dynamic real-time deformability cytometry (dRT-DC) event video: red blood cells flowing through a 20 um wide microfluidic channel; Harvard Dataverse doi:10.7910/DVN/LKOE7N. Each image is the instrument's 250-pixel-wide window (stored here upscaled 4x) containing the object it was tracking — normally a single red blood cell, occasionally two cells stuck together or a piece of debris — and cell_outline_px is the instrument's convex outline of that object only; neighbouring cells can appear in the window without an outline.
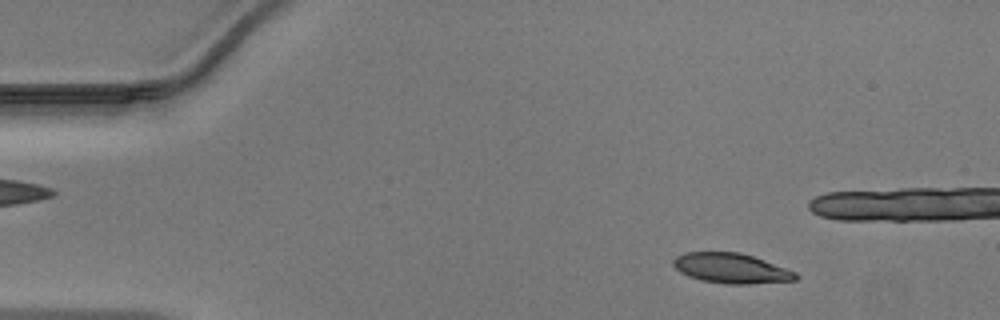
{"species": "Egyptian fruit bat (a non-hibernating species)", "species_latin": "Rousettus aegyptiacus", "temperature_condition": "warm", "stored_images_in_passage": 38, "camera_frame_rate_fps": 3000, "um_per_image_px": 0.085, "animal": {"sex": "male"}, "frame": {"image": 1, "passage_image": 4, "time_ms": 1.0, "image_size_px": [1000, 320], "cell_outline_px": [[800, 276], [796, 280], [748, 284], [728, 284], [700, 280], [688, 276], [680, 272], [672, 264], [672, 260], [676, 256], [684, 252], [740, 252], [764, 260], [796, 272]], "centroid_in_image_um": [62.13, 22.8], "position_along_channel_um": 22.9, "area_um2": 21.44}}
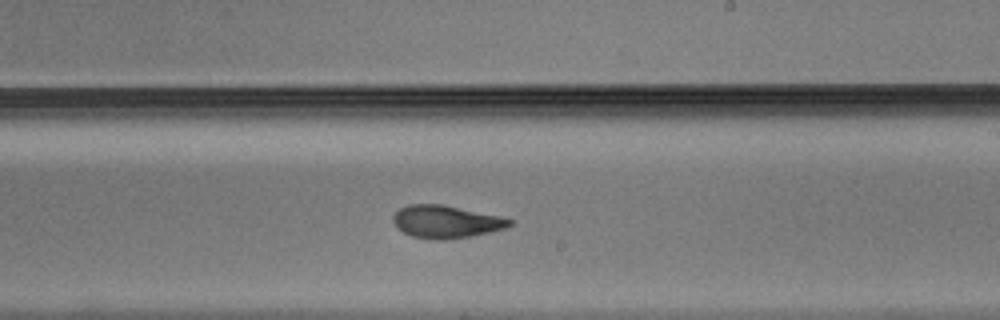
{"frame": {"image": 2, "passage_image": 26, "time_ms": 8.333, "image_size_px": [1000, 320], "cell_outline_px": [[512, 224], [504, 228], [472, 236], [448, 240], [432, 240], [412, 236], [396, 228], [392, 220], [392, 216], [400, 208], [408, 204], [440, 204], [500, 216], [512, 220]], "centroid_in_image_um": [37.86, 18.85], "position_along_channel_um": 251.1, "area_um2": 22.14}}
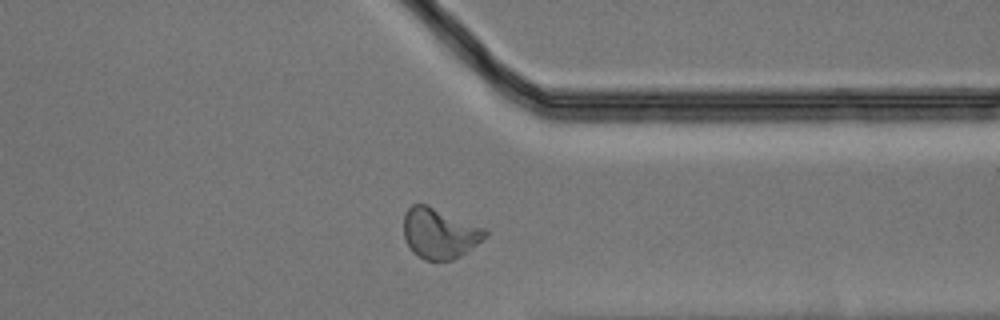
{"frame": {"image": 3, "passage_image": 35, "time_ms": 11.333, "image_size_px": [1000, 320], "cell_outline_px": [[488, 236], [460, 256], [452, 260], [424, 260], [412, 252], [404, 236], [404, 216], [408, 208], [412, 204], [424, 204], [484, 228], [488, 232]], "centroid_in_image_um": [37.35, 19.85], "position_along_channel_um": 374.1, "area_um2": 23.52}}